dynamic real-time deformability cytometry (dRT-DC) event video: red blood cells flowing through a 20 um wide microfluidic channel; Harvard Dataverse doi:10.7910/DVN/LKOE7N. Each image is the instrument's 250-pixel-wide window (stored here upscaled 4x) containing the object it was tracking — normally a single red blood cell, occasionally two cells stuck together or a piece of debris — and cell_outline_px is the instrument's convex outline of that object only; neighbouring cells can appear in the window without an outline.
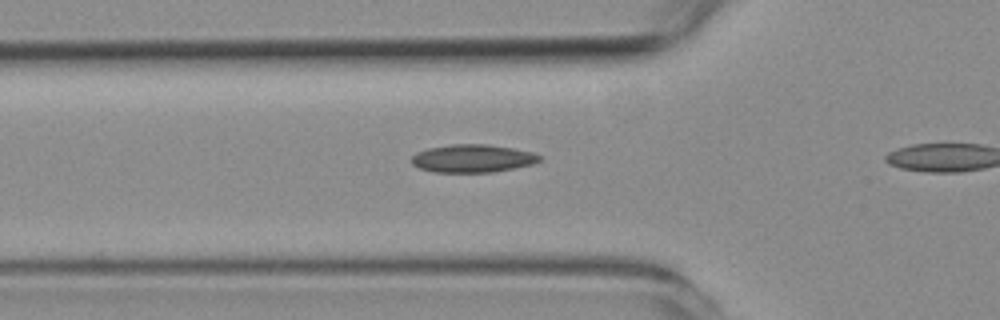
{"species": "common noctule bat (a hibernating species)", "species_latin": "Nyctalus noctula", "temperature_condition": "room temperature", "stored_images_in_passage": 10, "camera_frame_rate_fps": 3000, "um_per_image_px": 0.085, "animal": {"sex": "female", "body_mass_g": 19.3, "forearm_length_mm": 54.1}, "frame": {"image": 1, "passage_image": 9, "time_ms": 2.667, "image_size_px": [1000, 320], "cell_outline_px": [[544, 156], [540, 160], [532, 164], [516, 168], [492, 172], [432, 172], [420, 168], [412, 164], [412, 156], [416, 152], [428, 148], [452, 144], [488, 144], [512, 148], [532, 152]], "centroid_in_image_um": [40.19, 13.46], "position_along_channel_um": 85.6, "area_um2": 20.92}}